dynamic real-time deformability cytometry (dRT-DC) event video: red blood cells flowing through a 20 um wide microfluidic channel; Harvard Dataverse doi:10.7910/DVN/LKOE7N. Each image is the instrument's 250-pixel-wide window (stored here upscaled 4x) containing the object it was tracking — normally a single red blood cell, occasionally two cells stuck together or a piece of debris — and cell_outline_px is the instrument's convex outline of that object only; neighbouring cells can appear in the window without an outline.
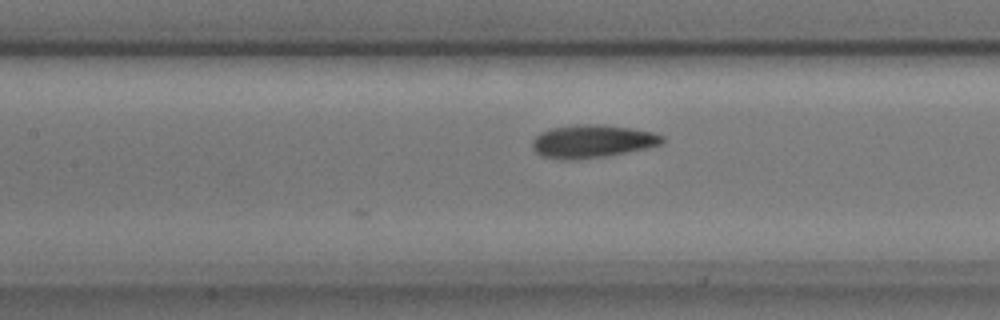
{"species": "common noctule bat (a hibernating species)", "species_latin": "Nyctalus noctula", "temperature_condition": "cold", "stored_images_in_passage": 8, "camera_frame_rate_fps": 3000, "um_per_image_px": 0.085, "animal": {"sex": "male", "body_mass_g": 17.9, "forearm_length_mm": 54.2}, "frame": {"image": 1, "passage_image": 8, "time_ms": 2.333, "image_size_px": [1000, 320], "cell_outline_px": [[664, 140], [660, 144], [644, 148], [604, 156], [576, 160], [564, 160], [540, 156], [532, 148], [532, 140], [540, 132], [552, 128], [576, 124], [604, 124], [632, 128], [652, 132], [664, 136]], "centroid_in_image_um": [50.29, 12.0], "position_along_channel_um": 157.1, "area_um2": 24.97}}